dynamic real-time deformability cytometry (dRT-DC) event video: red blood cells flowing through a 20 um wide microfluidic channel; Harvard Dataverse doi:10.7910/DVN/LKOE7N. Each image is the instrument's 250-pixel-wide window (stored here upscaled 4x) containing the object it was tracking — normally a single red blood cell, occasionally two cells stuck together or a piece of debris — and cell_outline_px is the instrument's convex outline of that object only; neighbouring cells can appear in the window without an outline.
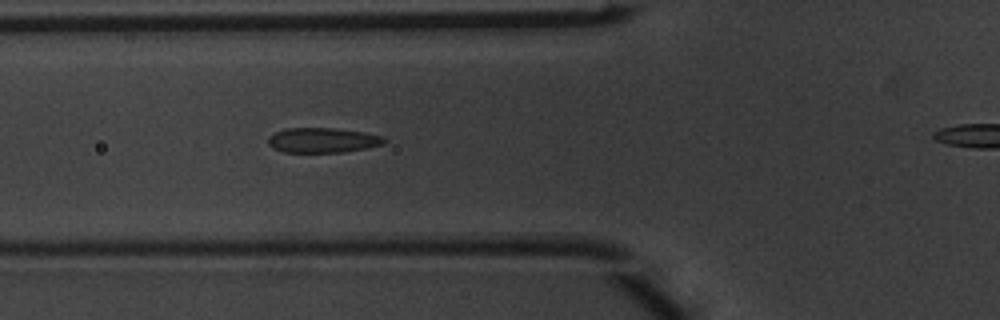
{"species": "common noctule bat (a hibernating species)", "species_latin": "Nyctalus noctula", "temperature_condition": "warm", "stored_images_in_passage": 7, "camera_frame_rate_fps": 3000, "um_per_image_px": 0.085, "animal": {"sex": "male", "body_mass_g": 20.1, "forearm_length_mm": 53.5}, "frame": {"image": 1, "passage_image": 6, "time_ms": 1.667, "image_size_px": [1000, 320], "cell_outline_px": [[388, 140], [384, 144], [344, 152], [284, 152], [272, 148], [268, 144], [268, 136], [284, 128], [332, 128], [364, 132], [384, 136]], "centroid_in_image_um": [27.42, 11.91], "position_along_channel_um": 98.4, "area_um2": 16.94}}